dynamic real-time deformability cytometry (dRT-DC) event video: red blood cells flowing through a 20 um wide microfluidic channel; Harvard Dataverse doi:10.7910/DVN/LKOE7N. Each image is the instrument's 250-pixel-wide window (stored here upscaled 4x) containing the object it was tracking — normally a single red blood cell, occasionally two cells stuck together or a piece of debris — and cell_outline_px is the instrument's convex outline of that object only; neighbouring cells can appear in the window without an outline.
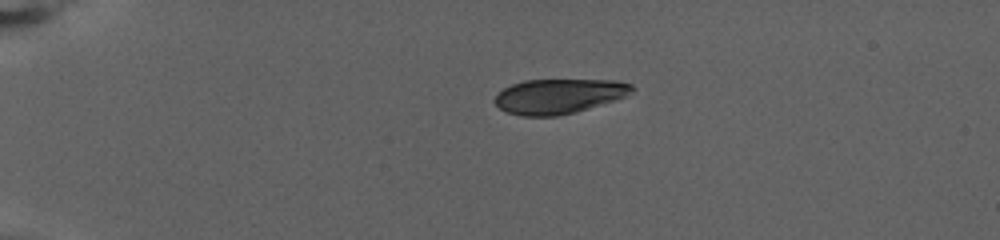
{"species": "human", "species_latin": "Homo sapiens", "temperature_condition": "warm", "stored_images_in_passage": 59, "camera_frame_rate_fps": 3000, "um_per_image_px": 0.085, "donor": {"sex": "female"}, "frame": {"image": 1, "passage_image": 1, "time_ms": 0.0, "image_size_px": [1000, 240], "cell_outline_px": [[636, 88], [624, 96], [576, 112], [556, 116], [520, 116], [508, 112], [500, 108], [496, 104], [496, 96], [504, 88], [512, 84], [524, 80], [616, 80], [632, 84]], "centroid_in_image_um": [47.5, 8.17], "position_along_channel_um": 37.5, "area_um2": 27.46}}
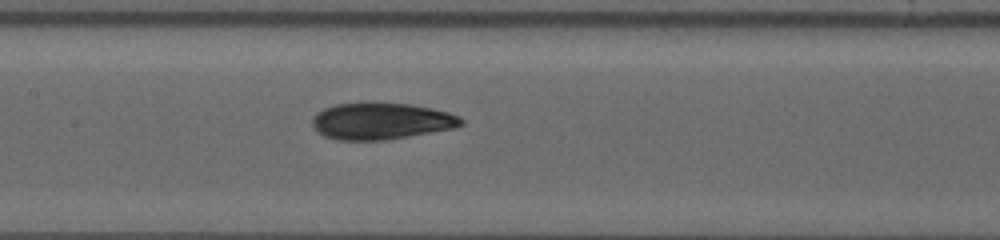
{"frame": {"image": 2, "passage_image": 23, "time_ms": 7.333, "image_size_px": [1000, 240], "cell_outline_px": [[464, 124], [452, 128], [384, 140], [336, 140], [324, 136], [312, 124], [312, 120], [316, 112], [324, 108], [336, 104], [408, 104], [432, 108], [448, 112], [460, 116], [464, 120]], "centroid_in_image_um": [32.4, 10.3], "position_along_channel_um": 175.0, "area_um2": 31.15}}
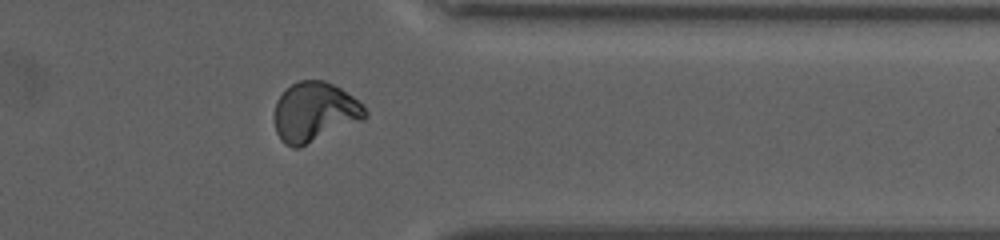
{"frame": {"image": 3, "passage_image": 46, "time_ms": 15.0, "image_size_px": [1000, 240], "cell_outline_px": [[368, 116], [364, 120], [300, 148], [292, 148], [284, 144], [280, 140], [276, 132], [272, 116], [276, 100], [284, 88], [300, 80], [324, 80], [340, 88], [364, 104], [368, 112]], "centroid_in_image_um": [26.72, 9.54], "position_along_channel_um": 384.7, "area_um2": 32.37}, "authors_computed_cell_mechanics": {"area_um2": 30.8074, "velocity_mm_per_s": 2.7878, "shape_relaxation_time_tau1_ms": 9.4724, "shape_relaxation_time_tau2_ms": 2.1949, "deformation_change_tau1": 0.211, "deformation_change_tau2": 0.0494}}